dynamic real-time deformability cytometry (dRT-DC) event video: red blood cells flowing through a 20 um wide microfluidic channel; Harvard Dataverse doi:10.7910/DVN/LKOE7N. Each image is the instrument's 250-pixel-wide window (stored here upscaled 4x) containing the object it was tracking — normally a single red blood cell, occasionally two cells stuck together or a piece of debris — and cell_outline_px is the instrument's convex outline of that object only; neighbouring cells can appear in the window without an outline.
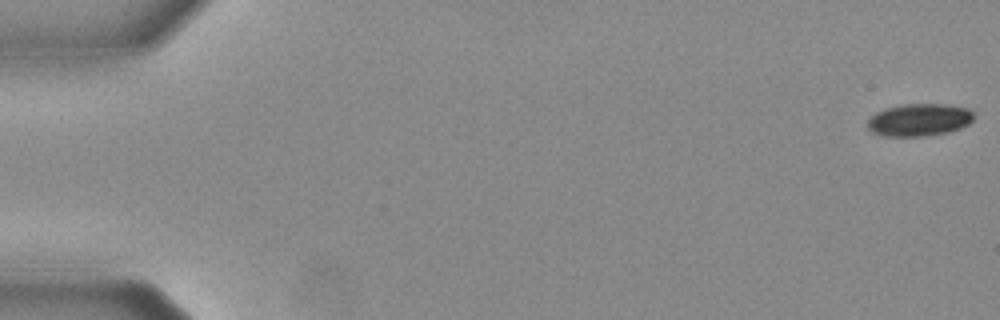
{"species": "Egyptian fruit bat (a non-hibernating species)", "species_latin": "Rousettus aegyptiacus", "temperature_condition": "warm", "stored_images_in_passage": 56, "camera_frame_rate_fps": 3000, "um_per_image_px": 0.085, "animal": {"sex": "female"}, "frame": {"image": 1, "passage_image": 1, "time_ms": 0.0, "image_size_px": [1000, 320], "cell_outline_px": [[972, 120], [968, 124], [960, 128], [948, 132], [924, 136], [884, 136], [872, 132], [868, 128], [868, 120], [876, 112], [884, 108], [900, 104], [944, 104], [968, 108], [972, 112]], "centroid_in_image_um": [78.11, 10.18], "position_along_channel_um": 6.9, "area_um2": 20.06}}
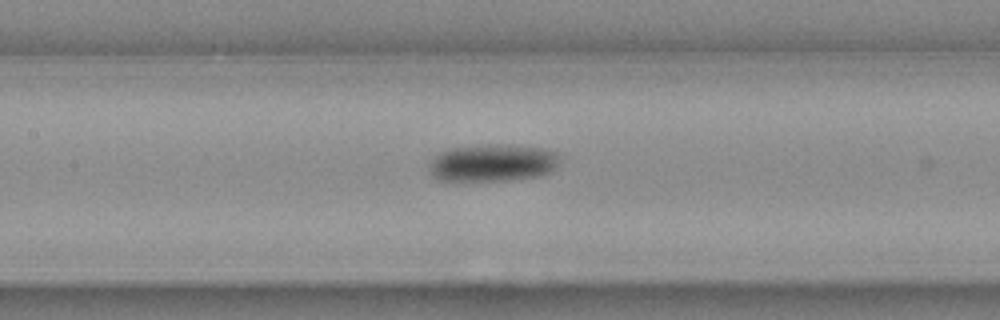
{"frame": {"image": 2, "passage_image": 27, "time_ms": 8.667, "image_size_px": [1000, 320], "cell_outline_px": [[560, 156], [556, 168], [552, 172], [540, 176], [512, 180], [440, 180], [432, 172], [428, 164], [432, 156], [448, 148], [496, 144], [540, 148], [556, 152]], "centroid_in_image_um": [41.89, 13.84], "position_along_channel_um": 165.5, "area_um2": 28.32}}
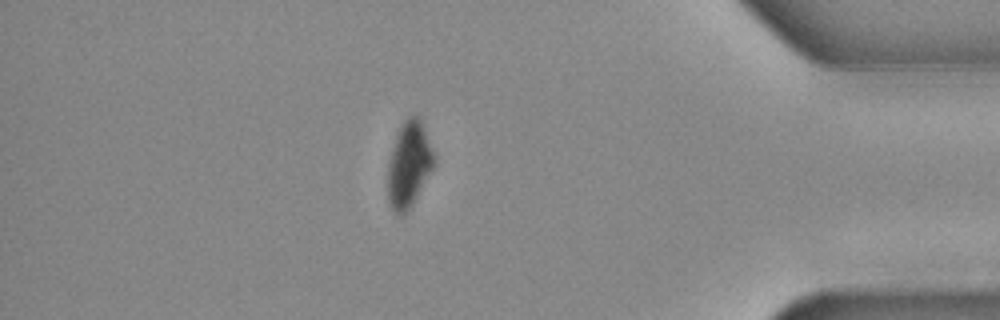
{"frame": {"image": 3, "passage_image": 49, "time_ms": 16.0, "image_size_px": [1000, 320], "cell_outline_px": [[432, 168], [412, 204], [400, 216], [392, 208], [388, 200], [388, 164], [396, 136], [404, 120], [408, 116], [420, 116], [432, 152]], "centroid_in_image_um": [34.72, 13.96], "position_along_channel_um": 400.5, "area_um2": 22.08}, "authors_computed_cell_mechanics": {"area_um2": 24.3049, "velocity_mm_per_s": 3.694, "shape_relaxation_time_tau1_ms": 2.7687, "shape_relaxation_time_tau2_ms": null, "deformation_change_tau1": 0.1308, "deformation_change_tau2": null}}